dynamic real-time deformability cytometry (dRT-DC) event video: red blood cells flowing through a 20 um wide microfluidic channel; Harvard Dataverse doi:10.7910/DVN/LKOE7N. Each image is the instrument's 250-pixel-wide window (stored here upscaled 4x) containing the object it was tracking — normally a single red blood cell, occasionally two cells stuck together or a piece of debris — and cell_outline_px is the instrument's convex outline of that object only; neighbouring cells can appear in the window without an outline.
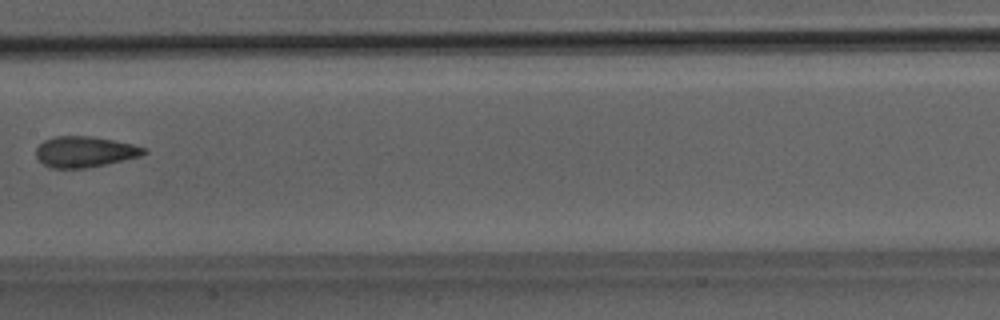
{"species": "Egyptian fruit bat (a non-hibernating species)", "species_latin": "Rousettus aegyptiacus", "temperature_condition": "room temperature", "stored_images_in_passage": 5, "camera_frame_rate_fps": 3000, "um_per_image_px": 0.085, "animal": {"sex": "male"}, "frame": {"image": 1, "passage_image": 4, "time_ms": 1.0, "image_size_px": [1000, 320], "cell_outline_px": [[148, 152], [140, 156], [104, 164], [84, 168], [52, 168], [44, 164], [36, 156], [36, 148], [44, 140], [56, 136], [92, 136], [132, 144], [148, 148]], "centroid_in_image_um": [7.21, 12.89], "position_along_channel_um": 200.2, "area_um2": 19.19}}